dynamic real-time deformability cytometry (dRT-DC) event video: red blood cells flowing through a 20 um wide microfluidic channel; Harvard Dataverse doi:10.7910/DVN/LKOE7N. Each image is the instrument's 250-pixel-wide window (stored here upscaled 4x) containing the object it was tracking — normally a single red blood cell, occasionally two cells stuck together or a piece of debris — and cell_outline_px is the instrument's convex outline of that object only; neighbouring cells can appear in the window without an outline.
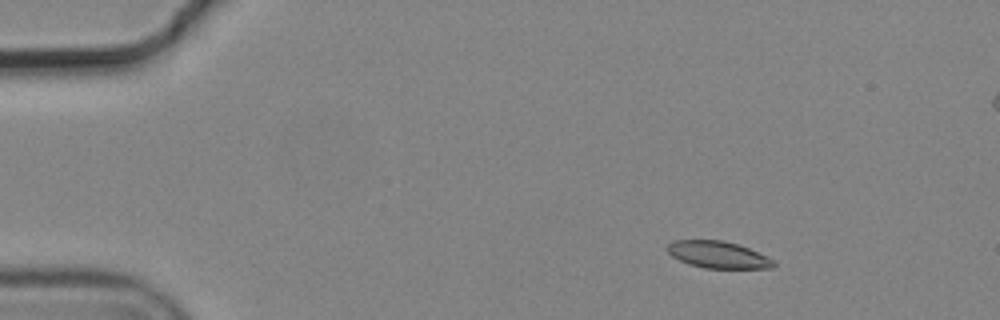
{"species": "common noctule bat (a hibernating species)", "species_latin": "Nyctalus noctula", "temperature_condition": "cold", "stored_images_in_passage": 7, "camera_frame_rate_fps": 3000, "um_per_image_px": 0.085, "animal": {"sex": "male", "body_mass_g": 19.2, "forearm_length_mm": 51.8}, "frame": {"image": 1, "passage_image": 3, "time_ms": 0.667, "image_size_px": [1000, 320], "cell_outline_px": [[776, 264], [772, 268], [704, 268], [688, 264], [672, 256], [664, 248], [672, 240], [724, 240], [748, 248], [772, 260]], "centroid_in_image_um": [60.96, 21.64], "position_along_channel_um": 24.0, "area_um2": 16.53}}
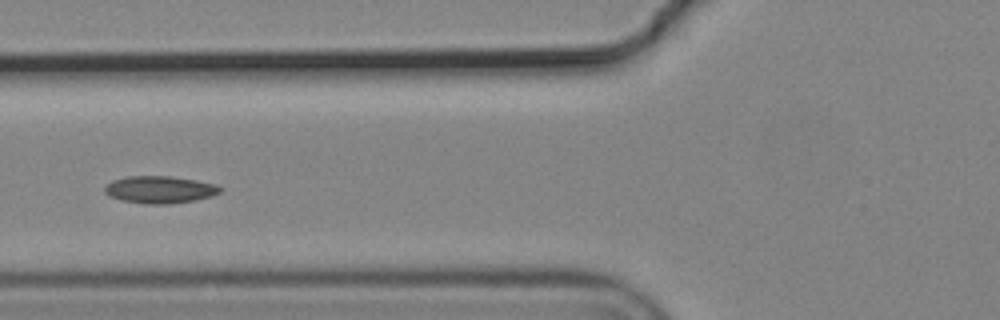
{"frame": {"image": 2, "passage_image": 7, "time_ms": 2.0, "image_size_px": [1000, 320], "cell_outline_px": [[224, 188], [220, 192], [212, 196], [196, 200], [168, 204], [148, 204], [120, 200], [108, 196], [104, 192], [104, 188], [112, 180], [128, 176], [172, 176], [196, 180], [216, 184]], "centroid_in_image_um": [13.59, 16.11], "position_along_channel_um": 112.2, "area_um2": 18.5}}